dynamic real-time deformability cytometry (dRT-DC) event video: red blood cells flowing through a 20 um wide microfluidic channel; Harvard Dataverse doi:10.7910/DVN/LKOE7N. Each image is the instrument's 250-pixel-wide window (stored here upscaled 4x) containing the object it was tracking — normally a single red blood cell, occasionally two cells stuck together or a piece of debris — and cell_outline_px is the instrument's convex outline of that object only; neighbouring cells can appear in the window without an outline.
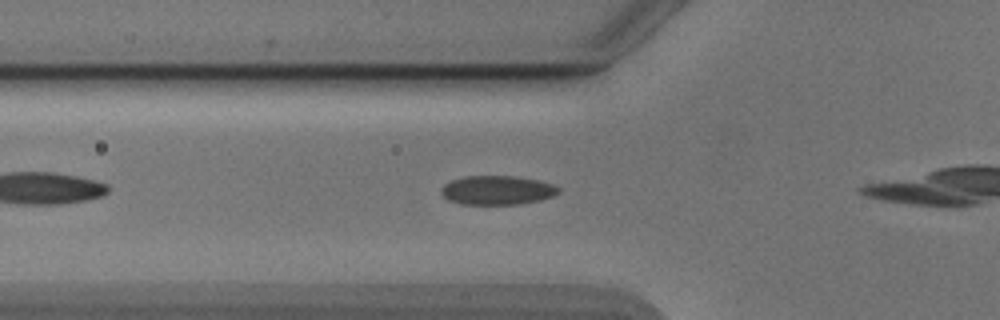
{"species": "Egyptian fruit bat (a non-hibernating species)", "species_latin": "Rousettus aegyptiacus", "temperature_condition": "cold", "stored_images_in_passage": 9, "camera_frame_rate_fps": 3000, "um_per_image_px": 0.085, "animal": {"sex": "male"}, "frame": {"image": 1, "passage_image": 4, "time_ms": 1.0, "image_size_px": [1000, 320], "cell_outline_px": [[560, 192], [552, 196], [540, 200], [520, 204], [460, 204], [448, 200], [440, 192], [440, 188], [444, 184], [452, 180], [464, 176], [516, 176], [556, 184], [560, 188]], "centroid_in_image_um": [42.26, 16.16], "position_along_channel_um": 83.5, "area_um2": 20.0}}
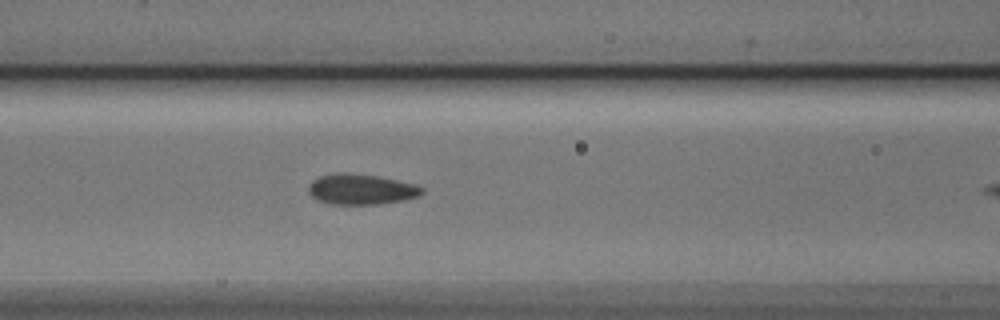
{"frame": {"image": 2, "passage_image": 8, "time_ms": 2.333, "image_size_px": [1000, 320], "cell_outline_px": [[424, 192], [420, 196], [404, 200], [376, 204], [332, 204], [320, 200], [312, 196], [308, 192], [308, 184], [312, 180], [320, 176], [340, 172], [348, 172], [376, 176], [396, 180], [412, 184], [424, 188]], "centroid_in_image_um": [30.68, 16.08], "position_along_channel_um": 135.9, "area_um2": 20.06}}